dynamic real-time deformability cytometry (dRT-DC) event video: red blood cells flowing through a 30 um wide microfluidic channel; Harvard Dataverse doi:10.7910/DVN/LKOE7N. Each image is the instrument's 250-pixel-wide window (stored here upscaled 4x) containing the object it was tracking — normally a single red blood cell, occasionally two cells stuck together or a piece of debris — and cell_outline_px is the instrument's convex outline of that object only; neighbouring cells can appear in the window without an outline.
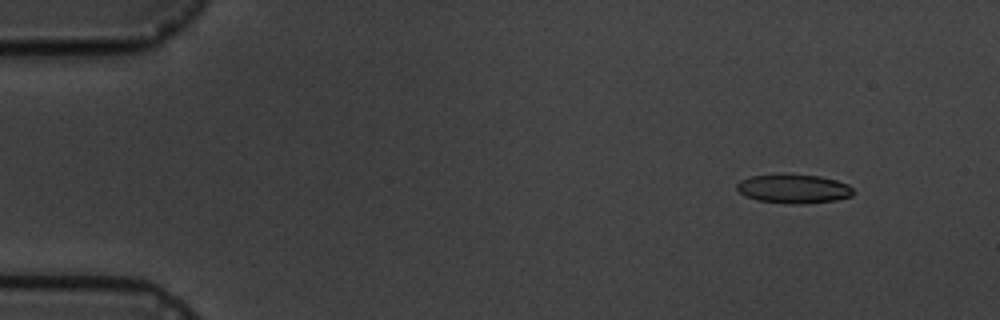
{"species": "common noctule bat (a hibernating species)", "species_latin": "Nyctalus noctula", "temperature_condition": "cold", "stored_images_in_passage": 5, "camera_frame_rate_fps": 3000, "um_per_image_px": 0.085, "animal": {"sex": "male", "body_mass_g": 19.5, "forearm_length_mm": 54.6}, "frame": {"image": 1, "passage_image": 2, "time_ms": 1.0, "image_size_px": [1000, 320], "cell_outline_px": [[852, 196], [836, 200], [804, 204], [788, 204], [756, 200], [744, 196], [736, 188], [736, 184], [740, 180], [752, 176], [784, 172], [820, 176], [836, 180], [848, 184], [852, 188]], "centroid_in_image_um": [67.42, 16.02], "position_along_channel_um": 17.6, "area_um2": 20.23}}
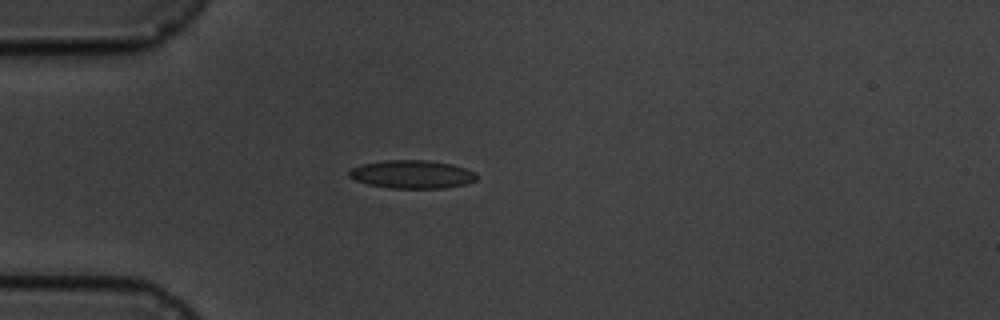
{"frame": {"image": 2, "passage_image": 5, "time_ms": 4.333, "image_size_px": [1000, 320], "cell_outline_px": [[480, 176], [476, 180], [468, 184], [444, 188], [388, 188], [368, 184], [356, 180], [348, 176], [348, 172], [352, 168], [364, 164], [384, 160], [428, 160], [452, 164], [476, 172]], "centroid_in_image_um": [35.08, 14.82], "position_along_channel_um": 49.9, "area_um2": 21.1}}